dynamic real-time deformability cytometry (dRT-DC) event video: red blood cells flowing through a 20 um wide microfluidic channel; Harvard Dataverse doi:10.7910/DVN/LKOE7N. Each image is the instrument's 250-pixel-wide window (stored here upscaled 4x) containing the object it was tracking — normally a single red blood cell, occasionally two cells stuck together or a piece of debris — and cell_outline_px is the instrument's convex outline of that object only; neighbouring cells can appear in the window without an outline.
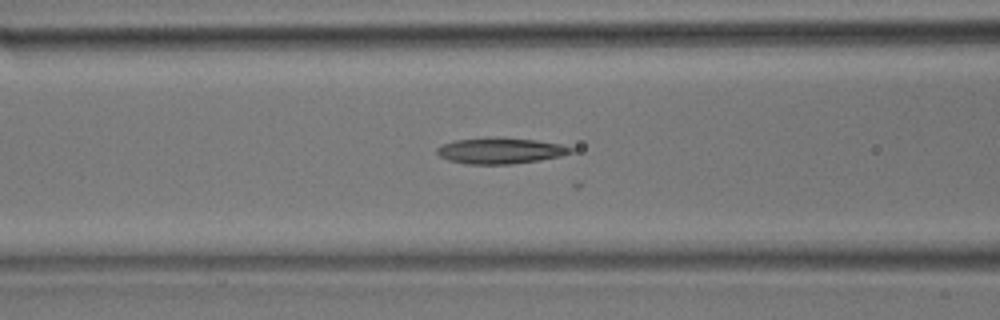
{"species": "common noctule bat (a hibernating species)", "species_latin": "Nyctalus noctula", "temperature_condition": "room temperature", "stored_images_in_passage": 16, "camera_frame_rate_fps": 3000, "um_per_image_px": 0.085, "animal": {"sex": "male", "body_mass_g": 17.9}, "frame": {"image": 1, "passage_image": 6, "time_ms": 1.667, "image_size_px": [1000, 320], "cell_outline_px": [[576, 148], [572, 152], [560, 156], [540, 160], [512, 164], [468, 164], [448, 160], [440, 156], [436, 152], [436, 148], [444, 144], [456, 140], [536, 140], [560, 144]], "centroid_in_image_um": [42.57, 12.86], "position_along_channel_um": 124.0, "area_um2": 19.25}}
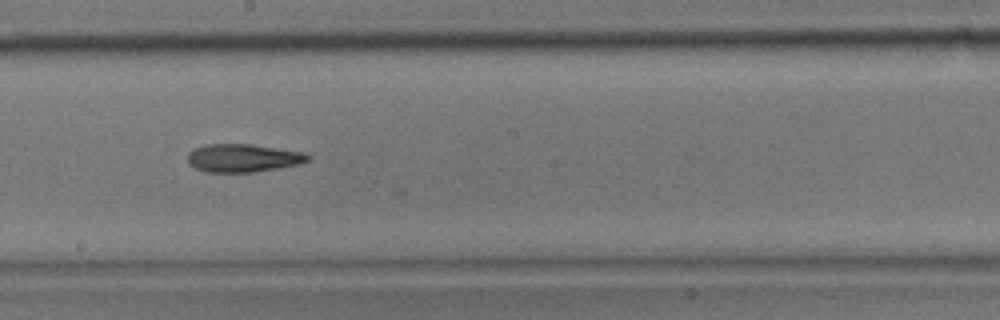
{"frame": {"image": 2, "passage_image": 12, "time_ms": 3.667, "image_size_px": [1000, 320], "cell_outline_px": [[312, 160], [296, 164], [276, 168], [252, 172], [204, 172], [188, 164], [188, 152], [192, 148], [204, 144], [252, 144], [304, 152], [312, 156]], "centroid_in_image_um": [20.63, 13.42], "position_along_channel_um": 227.6, "area_um2": 19.83}}
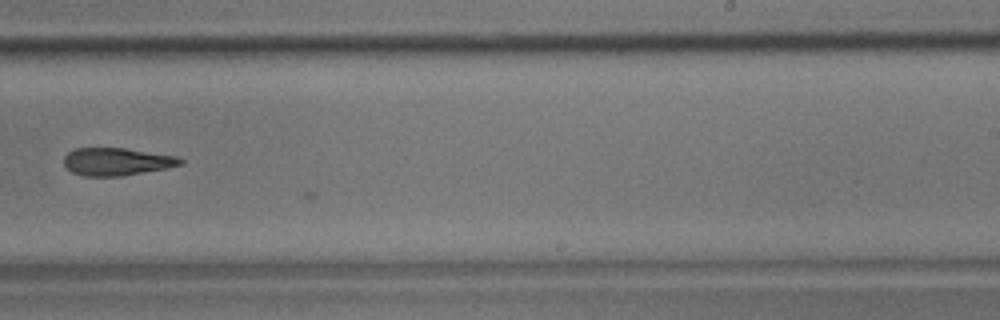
{"frame": {"image": 3, "passage_image": 15, "time_ms": 4.667, "image_size_px": [1000, 320], "cell_outline_px": [[184, 164], [164, 168], [120, 176], [84, 176], [72, 172], [64, 164], [64, 156], [68, 152], [76, 148], [124, 148], [176, 156], [184, 160]], "centroid_in_image_um": [9.9, 13.73], "position_along_channel_um": 279.1, "area_um2": 18.55}}